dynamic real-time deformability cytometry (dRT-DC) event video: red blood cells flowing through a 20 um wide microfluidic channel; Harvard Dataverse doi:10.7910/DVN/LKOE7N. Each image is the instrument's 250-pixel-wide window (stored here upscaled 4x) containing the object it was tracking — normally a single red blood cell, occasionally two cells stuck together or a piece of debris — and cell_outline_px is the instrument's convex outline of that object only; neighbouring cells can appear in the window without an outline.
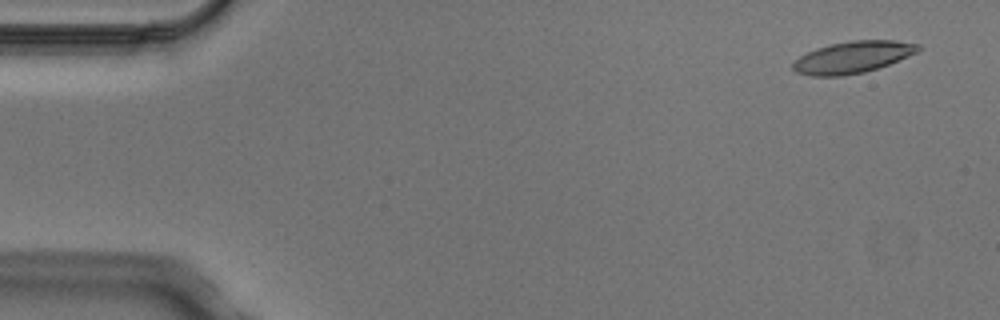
{"species": "Egyptian fruit bat (a non-hibernating species)", "species_latin": "Rousettus aegyptiacus", "temperature_condition": "cold", "stored_images_in_passage": 4, "camera_frame_rate_fps": 3000, "um_per_image_px": 0.085, "animal": {"sex": "male"}, "frame": {"image": 1, "passage_image": 1, "time_ms": 0.0, "image_size_px": [1000, 320], "cell_outline_px": [[924, 48], [908, 56], [888, 64], [864, 72], [840, 76], [812, 76], [796, 72], [792, 68], [792, 64], [800, 56], [816, 48], [832, 44], [852, 40], [896, 40], [920, 44]], "centroid_in_image_um": [72.5, 4.85], "position_along_channel_um": 12.5, "area_um2": 23.06}}
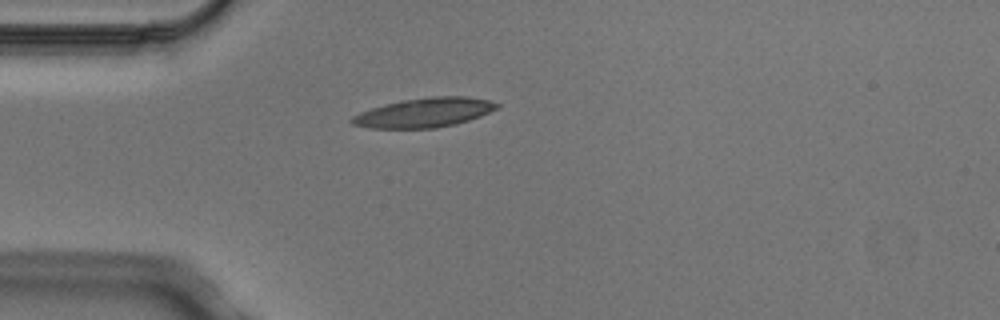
{"frame": {"image": 2, "passage_image": 4, "time_ms": 1.0, "image_size_px": [1000, 320], "cell_outline_px": [[500, 104], [496, 108], [480, 116], [468, 120], [436, 128], [372, 128], [352, 124], [348, 120], [352, 116], [360, 112], [384, 104], [400, 100], [432, 96], [464, 96], [488, 100]], "centroid_in_image_um": [36.01, 9.56], "position_along_channel_um": 49.0, "area_um2": 24.62}}